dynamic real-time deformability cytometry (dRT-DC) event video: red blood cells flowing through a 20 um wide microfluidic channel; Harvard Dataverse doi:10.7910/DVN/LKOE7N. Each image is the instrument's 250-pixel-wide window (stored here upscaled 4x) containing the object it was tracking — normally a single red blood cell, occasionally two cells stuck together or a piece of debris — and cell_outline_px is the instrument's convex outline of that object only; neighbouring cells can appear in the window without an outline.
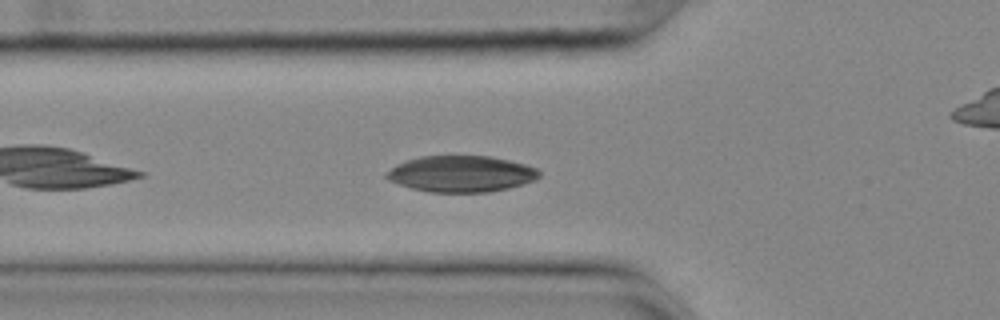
{"species": "common noctule bat (a hibernating species)", "species_latin": "Nyctalus noctula", "temperature_condition": "cold", "stored_images_in_passage": 42, "camera_frame_rate_fps": 3000, "um_per_image_px": 0.085, "animal": {"sex": "female", "body_mass_g": 25.1}, "frame": {"image": 1, "passage_image": 5, "time_ms": 1.333, "image_size_px": [1000, 320], "cell_outline_px": [[540, 176], [536, 180], [508, 188], [488, 192], [428, 192], [412, 188], [388, 180], [384, 176], [396, 164], [420, 156], [492, 156], [524, 164], [536, 168], [540, 172]], "centroid_in_image_um": [39.21, 14.78], "position_along_channel_um": 86.6, "area_um2": 32.14}}
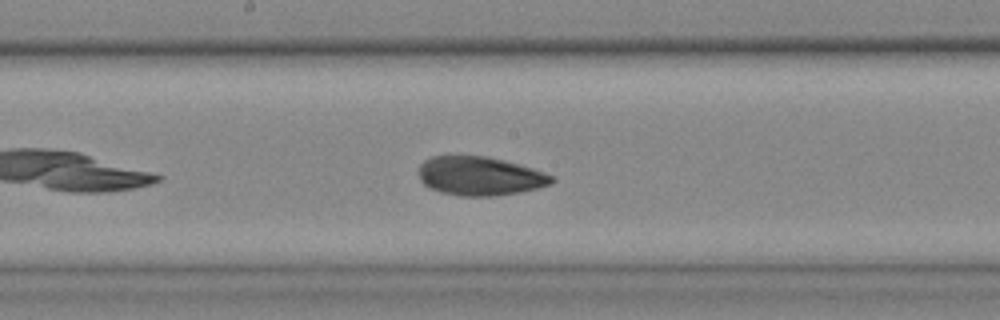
{"frame": {"image": 2, "passage_image": 15, "time_ms": 4.667, "image_size_px": [1000, 320], "cell_outline_px": [[556, 180], [552, 184], [520, 192], [496, 196], [460, 196], [440, 192], [428, 188], [420, 180], [420, 164], [424, 160], [432, 156], [488, 156], [520, 164], [556, 176]], "centroid_in_image_um": [40.82, 14.97], "position_along_channel_um": 207.4, "area_um2": 30.35}}
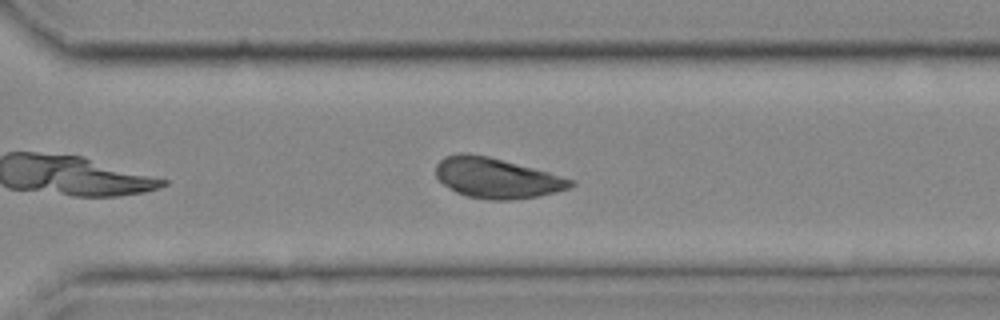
{"frame": {"image": 3, "passage_image": 25, "time_ms": 8.0, "image_size_px": [1000, 320], "cell_outline_px": [[576, 184], [568, 188], [556, 192], [536, 196], [508, 200], [488, 200], [468, 196], [456, 192], [444, 184], [436, 176], [436, 164], [444, 156], [460, 152], [468, 152], [488, 156], [548, 172], [576, 180]], "centroid_in_image_um": [42.2, 15.12], "position_along_channel_um": 328.4, "area_um2": 31.56}}